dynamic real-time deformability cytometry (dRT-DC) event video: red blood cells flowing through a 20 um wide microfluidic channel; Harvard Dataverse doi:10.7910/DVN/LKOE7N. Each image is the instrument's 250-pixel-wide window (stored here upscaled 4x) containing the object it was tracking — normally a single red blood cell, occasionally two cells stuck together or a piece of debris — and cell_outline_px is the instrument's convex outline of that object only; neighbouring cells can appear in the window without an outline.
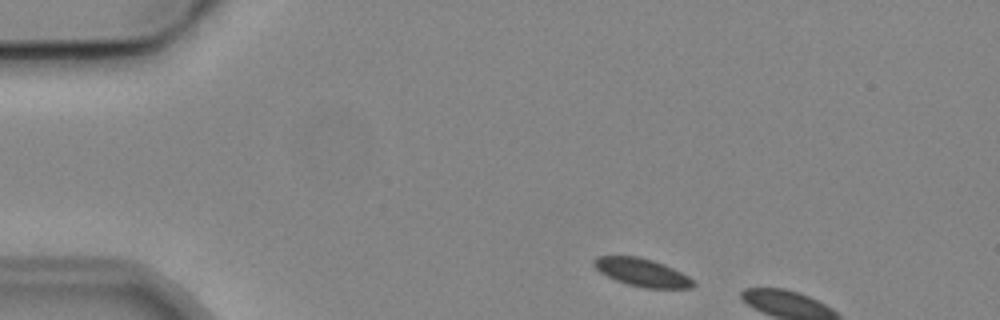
{"species": "common noctule bat (a hibernating species)", "species_latin": "Nyctalus noctula", "temperature_condition": "cold", "stored_images_in_passage": 2, "camera_frame_rate_fps": 3000, "um_per_image_px": 0.085, "animal": {"sex": "male", "body_mass_g": 19.2, "forearm_length_mm": 51.8}, "frame": {"image": 1, "passage_image": 1, "time_ms": 0.0, "image_size_px": [1000, 320], "cell_outline_px": [[696, 284], [692, 288], [644, 288], [628, 284], [616, 280], [600, 272], [592, 264], [592, 260], [596, 256], [640, 256], [664, 264], [688, 276]], "centroid_in_image_um": [54.55, 23.15], "position_along_channel_um": 30.4, "area_um2": 16.13}}